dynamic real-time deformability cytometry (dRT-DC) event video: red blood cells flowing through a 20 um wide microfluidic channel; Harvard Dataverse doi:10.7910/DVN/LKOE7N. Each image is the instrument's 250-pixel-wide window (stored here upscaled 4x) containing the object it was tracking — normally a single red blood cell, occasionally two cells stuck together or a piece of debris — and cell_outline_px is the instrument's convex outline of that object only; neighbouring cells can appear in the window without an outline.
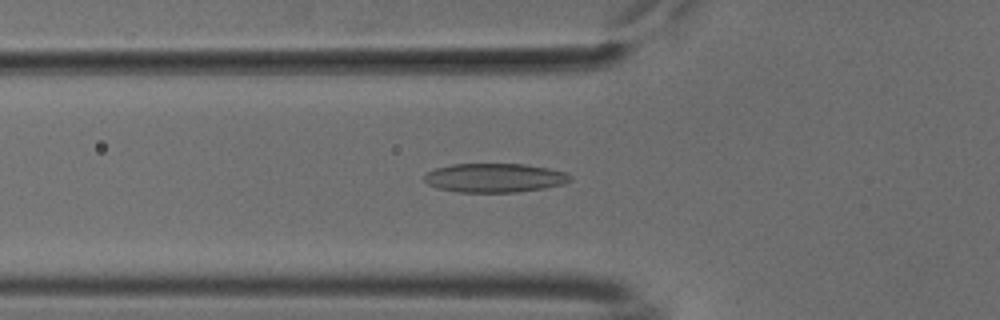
{"species": "common noctule bat (a hibernating species)", "species_latin": "Nyctalus noctula", "temperature_condition": "cold", "stored_images_in_passage": 53, "camera_frame_rate_fps": 3000, "um_per_image_px": 0.085, "animal": {"sex": "male", "body_mass_g": 18.8}, "frame": {"image": 1, "passage_image": 19, "time_ms": 6.0, "image_size_px": [1000, 320], "cell_outline_px": [[572, 180], [564, 184], [544, 188], [516, 192], [456, 192], [436, 188], [428, 184], [424, 180], [424, 176], [428, 172], [436, 168], [452, 164], [524, 164], [548, 168], [568, 172], [572, 176]], "centroid_in_image_um": [42.07, 15.12], "position_along_channel_um": 83.7, "area_um2": 24.8}}
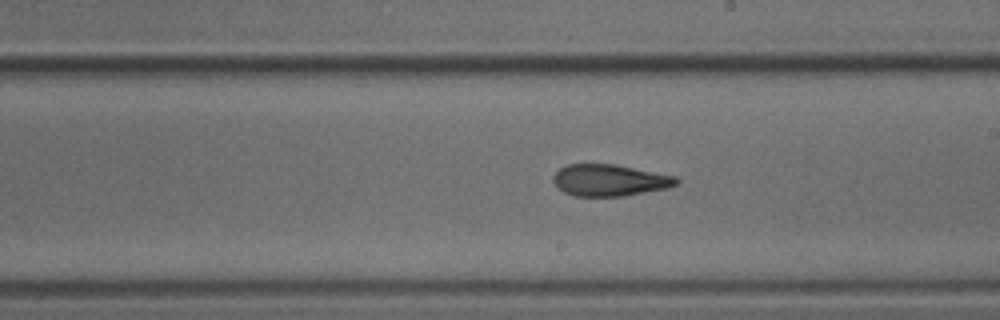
{"frame": {"image": 2, "passage_image": 31, "time_ms": 10.0, "image_size_px": [1000, 320], "cell_outline_px": [[680, 180], [676, 184], [668, 188], [620, 196], [572, 196], [564, 192], [552, 180], [552, 176], [560, 168], [568, 164], [616, 164], [676, 176]], "centroid_in_image_um": [51.81, 15.31], "position_along_channel_um": 237.2, "area_um2": 22.66}}
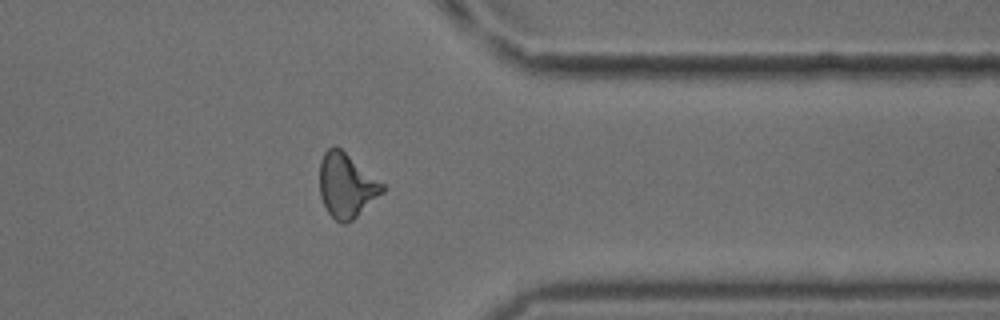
{"frame": {"image": 3, "passage_image": 43, "time_ms": 14.0, "image_size_px": [1000, 320], "cell_outline_px": [[384, 192], [352, 220], [344, 224], [340, 224], [328, 212], [320, 196], [320, 160], [324, 152], [328, 148], [336, 144], [384, 184]], "centroid_in_image_um": [29.44, 15.74], "position_along_channel_um": 382.0, "area_um2": 23.47}, "authors_computed_cell_mechanics": {"area_um2": 23.0044, "velocity_mm_per_s": 3.8168, "shape_relaxation_time_tau1_ms": null, "shape_relaxation_time_tau2_ms": 2.303, "deformation_change_tau1": null, "deformation_change_tau2": 0.097}}